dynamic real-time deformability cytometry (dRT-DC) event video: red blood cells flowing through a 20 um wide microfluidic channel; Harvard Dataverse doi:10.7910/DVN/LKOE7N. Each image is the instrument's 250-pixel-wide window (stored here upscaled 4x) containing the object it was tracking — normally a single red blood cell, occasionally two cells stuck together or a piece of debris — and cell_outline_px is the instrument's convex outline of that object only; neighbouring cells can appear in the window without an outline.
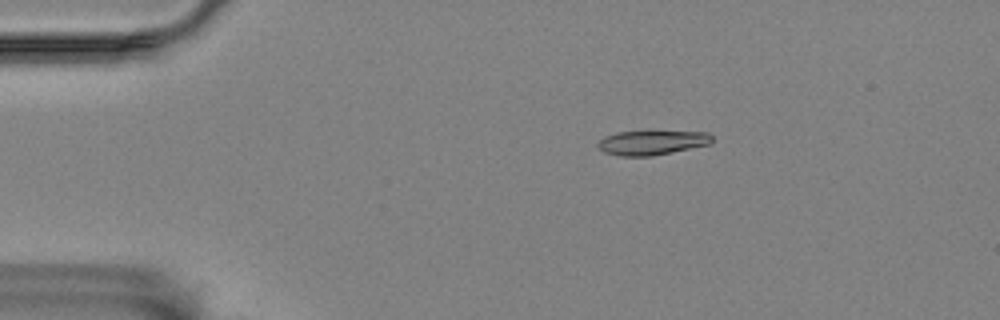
{"species": "Egyptian fruit bat (a non-hibernating species)", "species_latin": "Rousettus aegyptiacus", "temperature_condition": "room temperature", "stored_images_in_passage": 4, "camera_frame_rate_fps": 3000, "um_per_image_px": 0.085, "animal": {"sex": "female"}, "frame": {"image": 1, "passage_image": 2, "time_ms": 1.333, "image_size_px": [1000, 320], "cell_outline_px": [[712, 144], [652, 156], [620, 156], [604, 152], [596, 144], [604, 136], [616, 132], [648, 128], [708, 132], [712, 136]], "centroid_in_image_um": [55.45, 12.05], "position_along_channel_um": 29.6, "area_um2": 17.46}}